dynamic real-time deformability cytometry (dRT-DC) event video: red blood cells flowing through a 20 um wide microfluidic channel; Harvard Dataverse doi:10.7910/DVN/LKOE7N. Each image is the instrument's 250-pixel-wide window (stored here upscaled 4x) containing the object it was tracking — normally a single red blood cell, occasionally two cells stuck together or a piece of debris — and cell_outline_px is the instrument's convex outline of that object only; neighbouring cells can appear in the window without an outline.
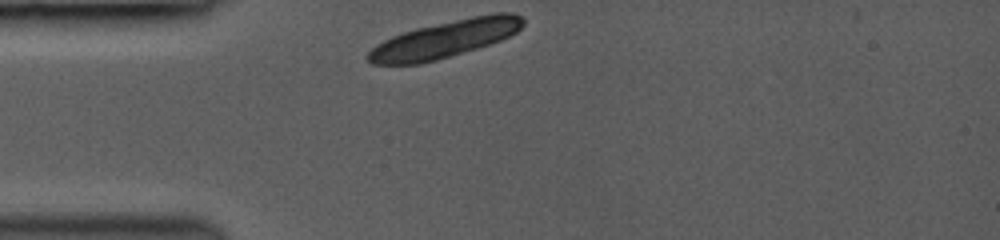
{"species": "common noctule bat (a hibernating species)", "species_latin": "Nyctalus noctula", "temperature_condition": "room temperature", "stored_images_in_passage": 4, "camera_frame_rate_fps": 3000, "um_per_image_px": 0.085, "animal": {"sex": "female", "body_mass_g": 19.0, "forearm_length_mm": 53.3}, "frame": {"image": 1, "passage_image": 1, "time_ms": 0.0, "image_size_px": [1000, 240], "cell_outline_px": [[524, 24], [516, 32], [500, 40], [476, 48], [436, 60], [420, 64], [372, 64], [364, 56], [376, 44], [392, 36], [416, 28], [472, 16], [496, 12], [512, 12], [524, 16]], "centroid_in_image_um": [37.82, 3.31], "position_along_channel_um": 47.2, "area_um2": 33.41}}